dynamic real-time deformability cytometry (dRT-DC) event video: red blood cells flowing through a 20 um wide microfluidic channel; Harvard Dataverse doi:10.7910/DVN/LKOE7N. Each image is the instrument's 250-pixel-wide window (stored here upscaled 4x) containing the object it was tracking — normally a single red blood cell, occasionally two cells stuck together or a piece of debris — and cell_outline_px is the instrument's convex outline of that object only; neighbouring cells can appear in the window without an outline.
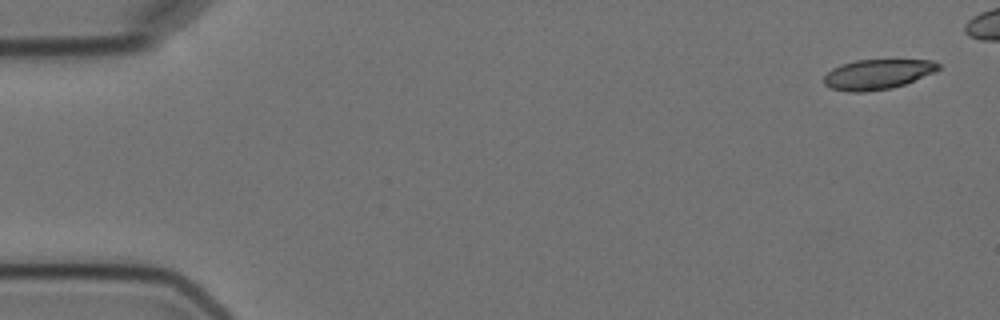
{"species": "Egyptian fruit bat (a non-hibernating species)", "species_latin": "Rousettus aegyptiacus", "temperature_condition": "cold", "stored_images_in_passage": 14, "camera_frame_rate_fps": 3000, "um_per_image_px": 0.085, "animal": {"sex": "female"}, "frame": {"image": 1, "passage_image": 1, "time_ms": 0.0, "image_size_px": [1000, 320], "cell_outline_px": [[940, 68], [936, 72], [904, 84], [892, 88], [864, 92], [848, 92], [832, 88], [824, 84], [824, 76], [832, 68], [840, 64], [856, 60], [932, 60], [940, 64]], "centroid_in_image_um": [74.59, 6.31], "position_along_channel_um": 10.4, "area_um2": 20.06}}
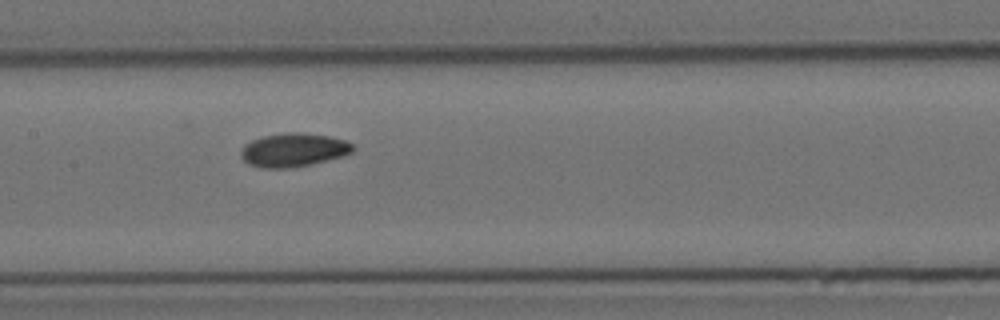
{"frame": {"image": 2, "passage_image": 9, "time_ms": 10.667, "image_size_px": [1000, 320], "cell_outline_px": [[356, 148], [352, 152], [344, 156], [312, 164], [292, 168], [260, 168], [248, 164], [240, 156], [240, 152], [244, 144], [252, 140], [264, 136], [284, 132], [300, 132], [332, 136], [344, 140], [352, 144]], "centroid_in_image_um": [24.95, 12.75], "position_along_channel_um": 182.4, "area_um2": 22.25}}
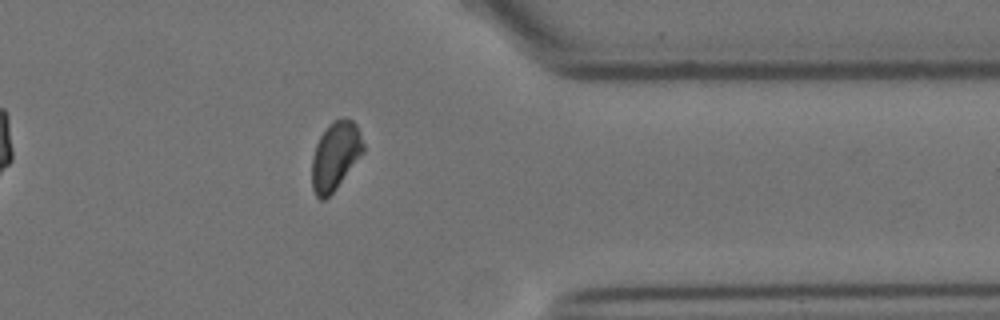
{"frame": {"image": 3, "passage_image": 14, "time_ms": 16.667, "image_size_px": [1000, 320], "cell_outline_px": [[364, 152], [336, 188], [324, 200], [320, 200], [316, 196], [312, 188], [312, 156], [316, 144], [320, 136], [328, 124], [344, 116], [352, 120], [356, 124], [360, 132], [364, 144]], "centroid_in_image_um": [28.5, 13.23], "position_along_channel_um": 382.9, "area_um2": 20.46}, "authors_computed_cell_mechanics": {"area_um2": 21.675, "velocity_mm_per_s": 3.5448, "shape_relaxation_time_tau1_ms": 6.7517, "shape_relaxation_time_tau2_ms": null, "deformation_change_tau1": 0.0894, "deformation_change_tau2": null}}